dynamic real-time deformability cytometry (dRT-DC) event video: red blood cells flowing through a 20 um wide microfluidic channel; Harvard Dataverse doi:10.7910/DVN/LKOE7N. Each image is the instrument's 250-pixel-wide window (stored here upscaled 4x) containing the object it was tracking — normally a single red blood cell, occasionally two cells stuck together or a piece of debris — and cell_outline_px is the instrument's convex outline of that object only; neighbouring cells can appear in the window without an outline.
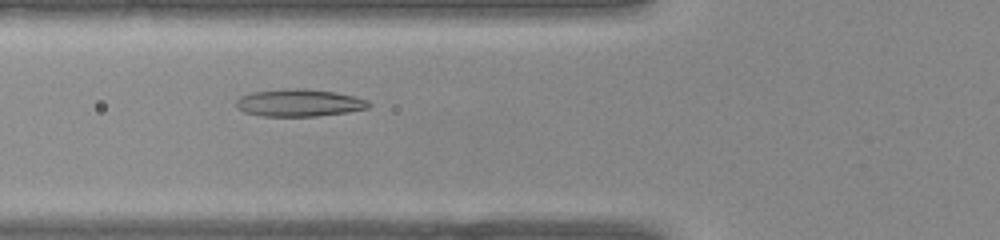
{"species": "common noctule bat (a hibernating species)", "species_latin": "Nyctalus noctula", "temperature_condition": "warm", "stored_images_in_passage": 31, "camera_frame_rate_fps": 3000, "um_per_image_px": 0.085, "animal": {"sex": "female", "body_mass_g": 22.0, "forearm_length_mm": 56.7}, "frame": {"image": 1, "passage_image": 6, "time_ms": 1.667, "image_size_px": [1000, 240], "cell_outline_px": [[372, 104], [368, 108], [348, 112], [316, 116], [260, 116], [244, 112], [236, 108], [236, 100], [240, 96], [252, 92], [288, 88], [300, 88], [336, 92], [368, 100]], "centroid_in_image_um": [25.41, 8.74], "position_along_channel_um": 100.4, "area_um2": 21.21}}
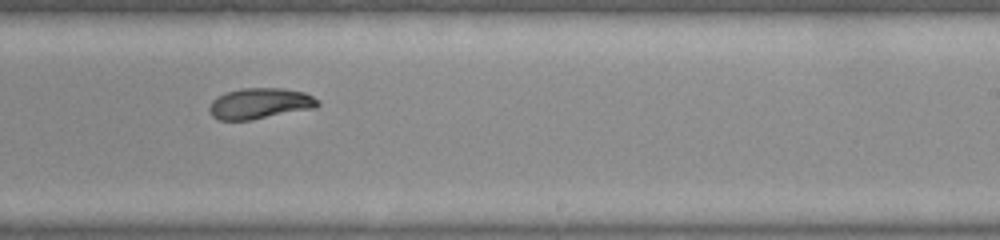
{"frame": {"image": 2, "passage_image": 16, "time_ms": 5.0, "image_size_px": [1000, 240], "cell_outline_px": [[320, 104], [316, 108], [252, 120], [220, 120], [212, 116], [208, 112], [208, 108], [212, 100], [228, 92], [244, 88], [280, 88], [304, 92], [320, 100]], "centroid_in_image_um": [22.12, 8.81], "position_along_channel_um": 266.9, "area_um2": 19.54}}
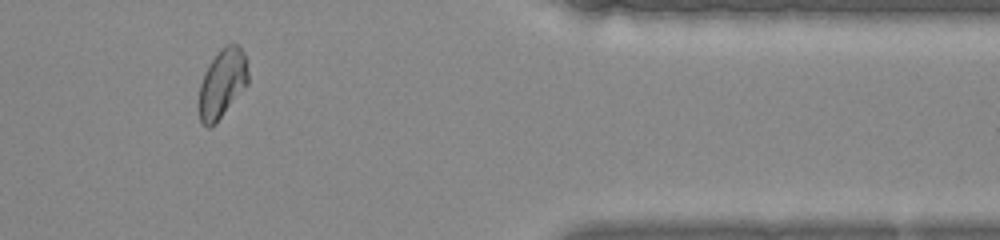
{"frame": {"image": 3, "passage_image": 25, "time_ms": 8.0, "image_size_px": [1000, 240], "cell_outline_px": [[248, 84], [216, 124], [212, 128], [204, 128], [200, 120], [200, 84], [204, 72], [220, 48], [228, 44], [240, 44], [248, 60]], "centroid_in_image_um": [18.92, 7.09], "position_along_channel_um": 392.5, "area_um2": 20.0}}